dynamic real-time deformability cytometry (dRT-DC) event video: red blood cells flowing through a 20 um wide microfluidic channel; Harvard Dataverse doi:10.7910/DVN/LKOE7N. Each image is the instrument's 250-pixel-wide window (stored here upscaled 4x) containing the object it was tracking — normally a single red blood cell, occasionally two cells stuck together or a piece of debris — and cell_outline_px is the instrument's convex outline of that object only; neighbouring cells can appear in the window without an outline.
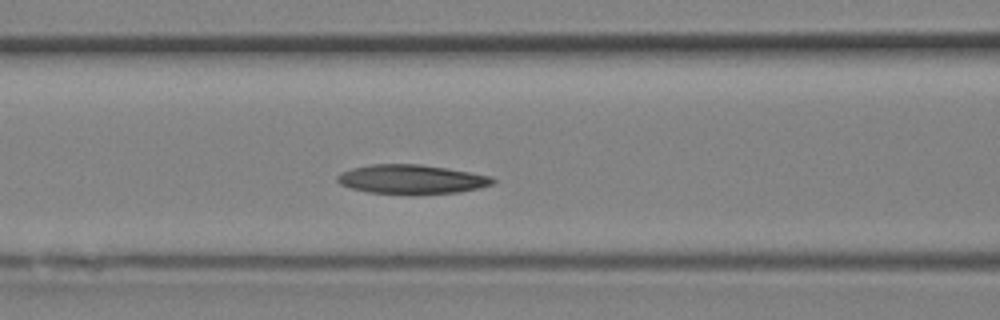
{"species": "Egyptian fruit bat (a non-hibernating species)", "species_latin": "Rousettus aegyptiacus", "temperature_condition": "room temperature", "stored_images_in_passage": 11, "segment_of_instrument_passage": [1, 2], "camera_frame_rate_fps": 3000, "um_per_image_px": 0.085, "animal": {"sex": "female"}, "frame": {"image": 1, "passage_image": 8, "time_ms": 2.333, "image_size_px": [1000, 320], "cell_outline_px": [[496, 180], [492, 184], [480, 188], [460, 192], [416, 196], [368, 192], [352, 188], [340, 184], [336, 180], [336, 176], [340, 172], [352, 168], [372, 164], [420, 164], [448, 168], [492, 176]], "centroid_in_image_um": [35.0, 15.26], "position_along_channel_um": 131.6, "area_um2": 27.11}}
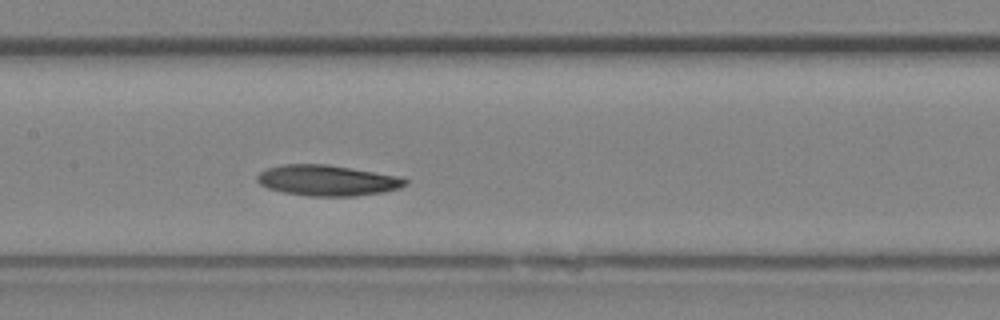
{"frame": {"image": 2, "passage_image": 10, "time_ms": 3.0, "image_size_px": [1000, 320], "cell_outline_px": [[408, 184], [400, 188], [384, 192], [356, 196], [308, 196], [284, 192], [268, 188], [260, 184], [256, 180], [256, 176], [260, 172], [268, 168], [284, 164], [328, 164], [400, 176], [408, 180]], "centroid_in_image_um": [27.85, 15.33], "position_along_channel_um": 179.5, "area_um2": 26.65}}